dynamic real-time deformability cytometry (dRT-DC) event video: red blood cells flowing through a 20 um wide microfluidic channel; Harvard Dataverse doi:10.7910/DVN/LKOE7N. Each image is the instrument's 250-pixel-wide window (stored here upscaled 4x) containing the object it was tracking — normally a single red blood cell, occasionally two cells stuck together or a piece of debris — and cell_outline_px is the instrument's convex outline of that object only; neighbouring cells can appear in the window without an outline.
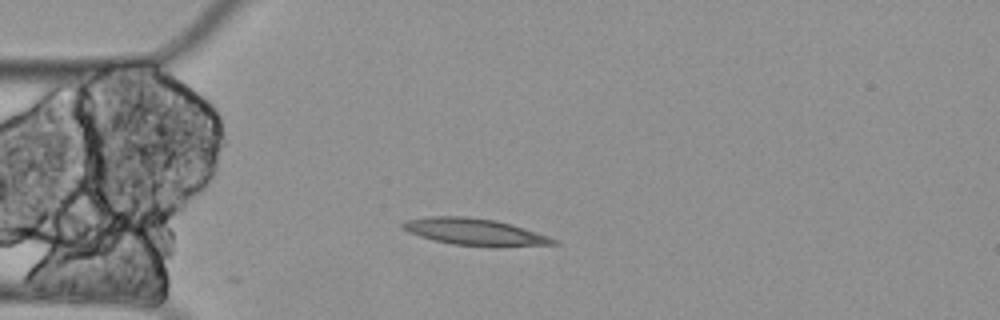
{"species": "Egyptian fruit bat (a non-hibernating species)", "species_latin": "Rousettus aegyptiacus", "temperature_condition": "cold", "stored_images_in_passage": 4, "camera_frame_rate_fps": 3000, "um_per_image_px": 0.085, "animal": {"sex": "female"}, "frame": {"image": 1, "passage_image": 3, "time_ms": 0.667, "image_size_px": [1000, 320], "cell_outline_px": [[560, 244], [500, 248], [496, 248], [452, 244], [432, 240], [408, 232], [400, 224], [404, 220], [432, 216], [464, 216], [496, 220], [512, 224], [548, 236], [556, 240]], "centroid_in_image_um": [40.39, 19.73], "position_along_channel_um": 44.6, "area_um2": 23.99}}